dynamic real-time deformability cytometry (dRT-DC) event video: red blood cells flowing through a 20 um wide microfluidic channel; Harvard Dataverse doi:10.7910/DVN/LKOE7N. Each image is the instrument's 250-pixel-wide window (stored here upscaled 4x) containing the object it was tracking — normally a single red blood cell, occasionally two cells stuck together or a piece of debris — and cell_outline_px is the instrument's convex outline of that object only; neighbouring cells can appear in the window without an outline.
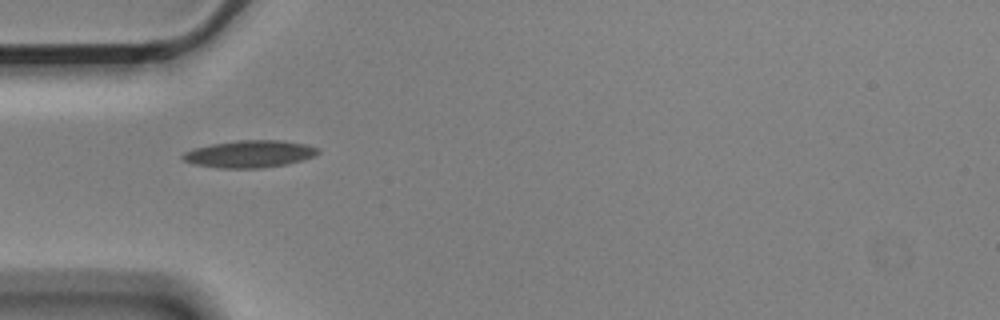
{"species": "Egyptian fruit bat (a non-hibernating species)", "species_latin": "Rousettus aegyptiacus", "temperature_condition": "cold", "stored_images_in_passage": 2, "camera_frame_rate_fps": 3000, "um_per_image_px": 0.085, "animal": {"sex": "male"}, "frame": {"image": 1, "passage_image": 1, "time_ms": 0.0, "image_size_px": [1000, 320], "cell_outline_px": [[320, 152], [312, 156], [300, 160], [284, 164], [260, 168], [220, 168], [192, 164], [184, 160], [180, 156], [184, 152], [192, 148], [212, 144], [236, 140], [284, 140], [304, 144], [316, 148]], "centroid_in_image_um": [21.14, 13.08], "position_along_channel_um": 63.9, "area_um2": 21.27}}
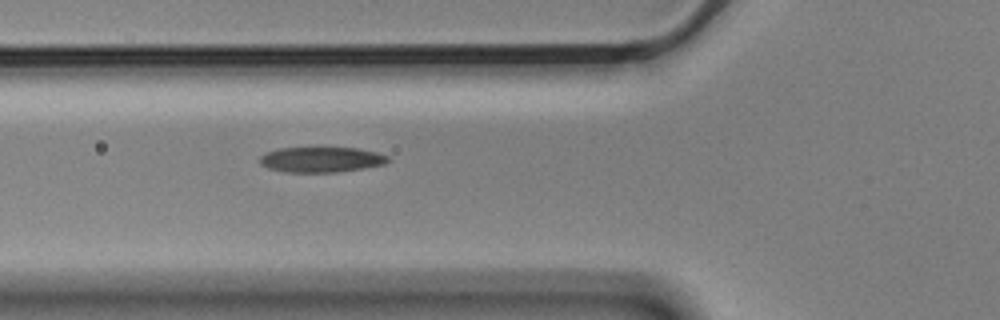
{"frame": {"image": 2, "passage_image": 2, "time_ms": 0.333, "image_size_px": [1000, 320], "cell_outline_px": [[388, 160], [384, 164], [336, 172], [288, 172], [268, 168], [260, 164], [260, 156], [264, 152], [280, 148], [360, 148], [376, 152], [388, 156]], "centroid_in_image_um": [27.26, 13.55], "position_along_channel_um": 98.5, "area_um2": 18.73}}